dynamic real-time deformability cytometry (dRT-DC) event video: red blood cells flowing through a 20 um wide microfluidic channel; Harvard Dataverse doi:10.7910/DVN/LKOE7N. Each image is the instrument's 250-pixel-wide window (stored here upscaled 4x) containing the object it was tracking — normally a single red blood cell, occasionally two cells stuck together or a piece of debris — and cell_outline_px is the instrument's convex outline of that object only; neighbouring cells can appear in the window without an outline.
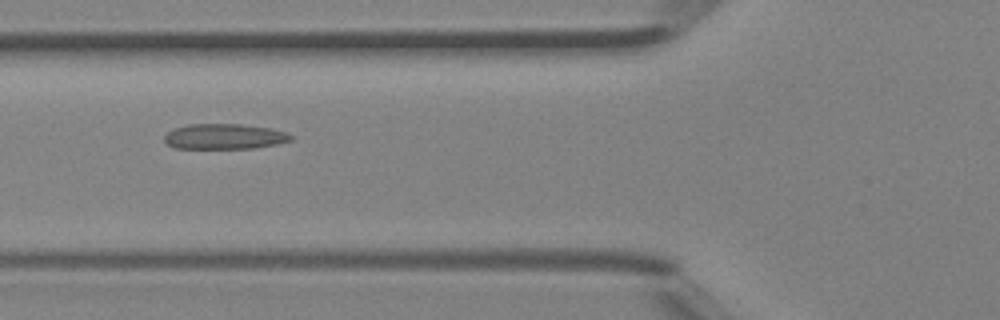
{"species": "Egyptian fruit bat (a non-hibernating species)", "species_latin": "Rousettus aegyptiacus", "temperature_condition": "room temperature", "stored_images_in_passage": 7, "camera_frame_rate_fps": 3000, "um_per_image_px": 0.085, "animal": {"sex": "female"}, "frame": {"image": 1, "passage_image": 6, "time_ms": 1.667, "image_size_px": [1000, 320], "cell_outline_px": [[292, 140], [276, 144], [256, 148], [176, 148], [168, 144], [164, 140], [164, 136], [172, 128], [188, 124], [240, 124], [272, 128], [284, 132], [292, 136]], "centroid_in_image_um": [19.06, 11.59], "position_along_channel_um": 106.7, "area_um2": 18.67}}
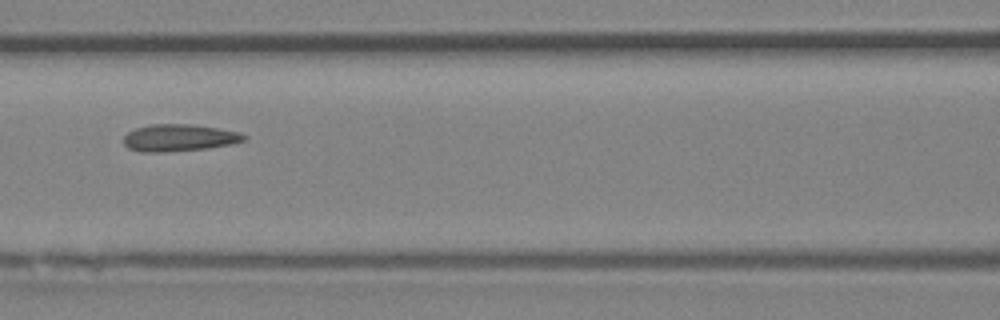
{"frame": {"image": 2, "passage_image": 7, "time_ms": 2.0, "image_size_px": [1000, 320], "cell_outline_px": [[248, 136], [244, 140], [232, 144], [208, 148], [164, 152], [140, 152], [128, 148], [124, 144], [124, 136], [128, 132], [136, 128], [148, 124], [192, 124], [240, 132]], "centroid_in_image_um": [15.21, 11.71], "position_along_channel_um": 151.4, "area_um2": 19.02}}